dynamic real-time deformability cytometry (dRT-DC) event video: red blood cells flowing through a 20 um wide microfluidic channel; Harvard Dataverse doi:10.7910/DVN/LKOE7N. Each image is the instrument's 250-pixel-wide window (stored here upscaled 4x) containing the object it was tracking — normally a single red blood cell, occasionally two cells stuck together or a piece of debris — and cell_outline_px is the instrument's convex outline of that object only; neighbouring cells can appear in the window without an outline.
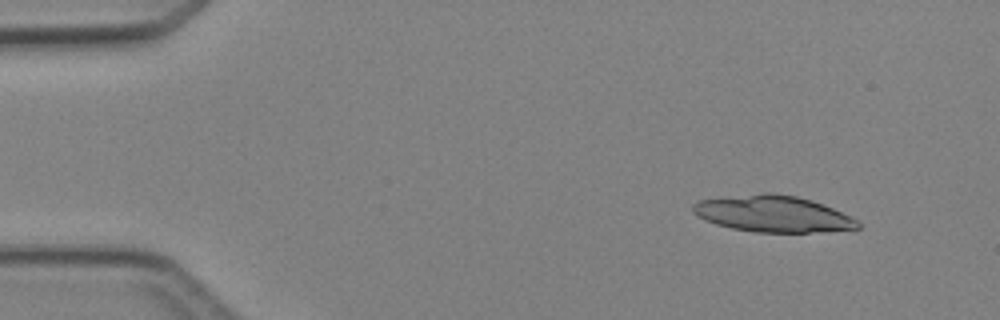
{"species": "Egyptian fruit bat (a non-hibernating species)", "species_latin": "Rousettus aegyptiacus", "temperature_condition": "cold", "stored_images_in_passage": 6, "camera_frame_rate_fps": 3000, "um_per_image_px": 0.085, "animal": {"sex": "female"}, "frame": {"image": 1, "passage_image": 2, "time_ms": 1.0, "image_size_px": [1000, 320], "cell_outline_px": [[860, 228], [808, 232], [756, 232], [732, 228], [716, 224], [704, 220], [692, 212], [692, 204], [700, 200], [720, 196], [764, 192], [768, 192], [796, 196], [812, 200], [832, 208], [856, 220], [860, 224]], "centroid_in_image_um": [65.61, 18.15], "position_along_channel_um": 19.4, "area_um2": 34.91}}
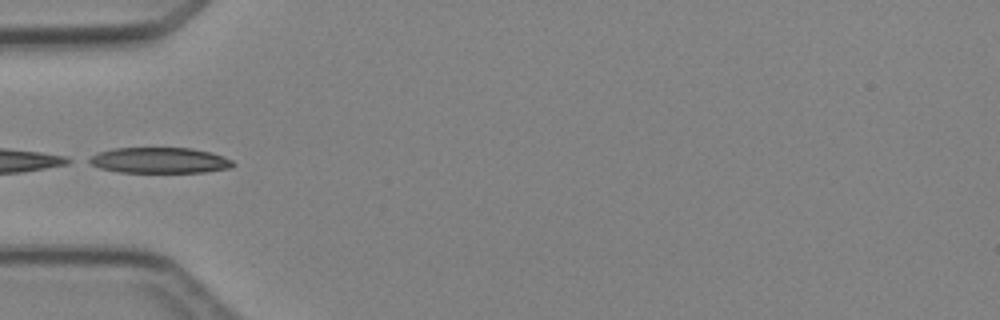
{"frame": {"image": 2, "passage_image": 5, "time_ms": 4.667, "image_size_px": [1000, 320], "cell_outline_px": [[236, 164], [232, 168], [204, 172], [120, 172], [100, 168], [84, 160], [100, 152], [112, 148], [192, 148], [224, 156], [232, 160]], "centroid_in_image_um": [13.59, 13.63], "position_along_channel_um": 71.4, "area_um2": 21.56}}
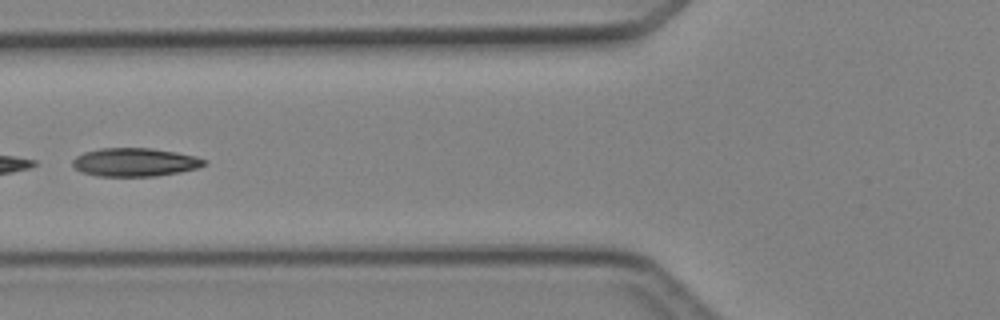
{"frame": {"image": 3, "passage_image": 6, "time_ms": 5.667, "image_size_px": [1000, 320], "cell_outline_px": [[208, 164], [196, 168], [180, 172], [156, 176], [96, 176], [80, 172], [72, 164], [72, 160], [76, 156], [84, 152], [100, 148], [152, 148], [176, 152], [196, 156], [208, 160]], "centroid_in_image_um": [11.48, 13.78], "position_along_channel_um": 114.3, "area_um2": 21.96}}